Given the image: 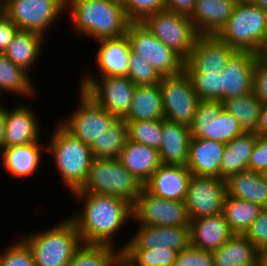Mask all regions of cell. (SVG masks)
<instances>
[{
    "label": "cell",
    "instance_id": "6da1fadb",
    "mask_svg": "<svg viewBox=\"0 0 267 266\" xmlns=\"http://www.w3.org/2000/svg\"><path fill=\"white\" fill-rule=\"evenodd\" d=\"M71 195L83 204L82 211L69 216L78 230L82 244L110 245L116 248L117 233L133 219L132 204L123 198L105 194Z\"/></svg>",
    "mask_w": 267,
    "mask_h": 266
},
{
    "label": "cell",
    "instance_id": "7a4b0ae2",
    "mask_svg": "<svg viewBox=\"0 0 267 266\" xmlns=\"http://www.w3.org/2000/svg\"><path fill=\"white\" fill-rule=\"evenodd\" d=\"M67 10L74 30L96 41L125 35L131 22L117 0H66Z\"/></svg>",
    "mask_w": 267,
    "mask_h": 266
},
{
    "label": "cell",
    "instance_id": "3957f363",
    "mask_svg": "<svg viewBox=\"0 0 267 266\" xmlns=\"http://www.w3.org/2000/svg\"><path fill=\"white\" fill-rule=\"evenodd\" d=\"M49 136L46 153L52 155L57 174L72 193L85 183L94 159L90 145L69 133L59 122Z\"/></svg>",
    "mask_w": 267,
    "mask_h": 266
},
{
    "label": "cell",
    "instance_id": "277c9868",
    "mask_svg": "<svg viewBox=\"0 0 267 266\" xmlns=\"http://www.w3.org/2000/svg\"><path fill=\"white\" fill-rule=\"evenodd\" d=\"M30 248L36 266H66L82 245L78 230L68 217L55 226L21 238Z\"/></svg>",
    "mask_w": 267,
    "mask_h": 266
},
{
    "label": "cell",
    "instance_id": "5b68a950",
    "mask_svg": "<svg viewBox=\"0 0 267 266\" xmlns=\"http://www.w3.org/2000/svg\"><path fill=\"white\" fill-rule=\"evenodd\" d=\"M143 188L118 159L94 158L85 183L72 193L117 196L133 205Z\"/></svg>",
    "mask_w": 267,
    "mask_h": 266
},
{
    "label": "cell",
    "instance_id": "8992f818",
    "mask_svg": "<svg viewBox=\"0 0 267 266\" xmlns=\"http://www.w3.org/2000/svg\"><path fill=\"white\" fill-rule=\"evenodd\" d=\"M267 32V12L252 1L239 0L217 36L237 51L257 52Z\"/></svg>",
    "mask_w": 267,
    "mask_h": 266
},
{
    "label": "cell",
    "instance_id": "52a82bcc",
    "mask_svg": "<svg viewBox=\"0 0 267 266\" xmlns=\"http://www.w3.org/2000/svg\"><path fill=\"white\" fill-rule=\"evenodd\" d=\"M85 73L79 88L117 119L129 112L136 85L127 76H104L96 78Z\"/></svg>",
    "mask_w": 267,
    "mask_h": 266
},
{
    "label": "cell",
    "instance_id": "ba28073f",
    "mask_svg": "<svg viewBox=\"0 0 267 266\" xmlns=\"http://www.w3.org/2000/svg\"><path fill=\"white\" fill-rule=\"evenodd\" d=\"M77 106L59 120V123L74 137L87 145L99 140L118 120L79 88ZM62 121V122H61Z\"/></svg>",
    "mask_w": 267,
    "mask_h": 266
},
{
    "label": "cell",
    "instance_id": "9c48e42d",
    "mask_svg": "<svg viewBox=\"0 0 267 266\" xmlns=\"http://www.w3.org/2000/svg\"><path fill=\"white\" fill-rule=\"evenodd\" d=\"M126 36L131 50L145 59L161 76H173L184 71L185 60L158 40L142 22H130Z\"/></svg>",
    "mask_w": 267,
    "mask_h": 266
},
{
    "label": "cell",
    "instance_id": "30bf717a",
    "mask_svg": "<svg viewBox=\"0 0 267 266\" xmlns=\"http://www.w3.org/2000/svg\"><path fill=\"white\" fill-rule=\"evenodd\" d=\"M1 7L19 30L45 38L46 30L66 11V0H8Z\"/></svg>",
    "mask_w": 267,
    "mask_h": 266
},
{
    "label": "cell",
    "instance_id": "8fae6325",
    "mask_svg": "<svg viewBox=\"0 0 267 266\" xmlns=\"http://www.w3.org/2000/svg\"><path fill=\"white\" fill-rule=\"evenodd\" d=\"M168 48L186 60L198 36L188 16L163 10L148 15L141 21Z\"/></svg>",
    "mask_w": 267,
    "mask_h": 266
},
{
    "label": "cell",
    "instance_id": "7c38bea8",
    "mask_svg": "<svg viewBox=\"0 0 267 266\" xmlns=\"http://www.w3.org/2000/svg\"><path fill=\"white\" fill-rule=\"evenodd\" d=\"M189 128L191 138L207 139L223 144L243 133L238 120L223 109L221 101L200 100Z\"/></svg>",
    "mask_w": 267,
    "mask_h": 266
},
{
    "label": "cell",
    "instance_id": "4fadbf2b",
    "mask_svg": "<svg viewBox=\"0 0 267 266\" xmlns=\"http://www.w3.org/2000/svg\"><path fill=\"white\" fill-rule=\"evenodd\" d=\"M164 119L190 126L200 101L192 81L185 72L173 76H162L159 83Z\"/></svg>",
    "mask_w": 267,
    "mask_h": 266
},
{
    "label": "cell",
    "instance_id": "5bb4252c",
    "mask_svg": "<svg viewBox=\"0 0 267 266\" xmlns=\"http://www.w3.org/2000/svg\"><path fill=\"white\" fill-rule=\"evenodd\" d=\"M134 223L148 226H189L184 201H174L152 195L143 188L132 205Z\"/></svg>",
    "mask_w": 267,
    "mask_h": 266
},
{
    "label": "cell",
    "instance_id": "9a60e30c",
    "mask_svg": "<svg viewBox=\"0 0 267 266\" xmlns=\"http://www.w3.org/2000/svg\"><path fill=\"white\" fill-rule=\"evenodd\" d=\"M226 195L225 180L191 174L184 200L189 220L221 214Z\"/></svg>",
    "mask_w": 267,
    "mask_h": 266
},
{
    "label": "cell",
    "instance_id": "2e32d148",
    "mask_svg": "<svg viewBox=\"0 0 267 266\" xmlns=\"http://www.w3.org/2000/svg\"><path fill=\"white\" fill-rule=\"evenodd\" d=\"M236 51L217 35H198L184 70L186 73H219Z\"/></svg>",
    "mask_w": 267,
    "mask_h": 266
},
{
    "label": "cell",
    "instance_id": "e0dca14e",
    "mask_svg": "<svg viewBox=\"0 0 267 266\" xmlns=\"http://www.w3.org/2000/svg\"><path fill=\"white\" fill-rule=\"evenodd\" d=\"M137 227L131 238L121 245L120 251L163 247L180 252L191 245L189 226L162 227L138 224Z\"/></svg>",
    "mask_w": 267,
    "mask_h": 266
},
{
    "label": "cell",
    "instance_id": "ac0fdd59",
    "mask_svg": "<svg viewBox=\"0 0 267 266\" xmlns=\"http://www.w3.org/2000/svg\"><path fill=\"white\" fill-rule=\"evenodd\" d=\"M18 104L16 103L12 110L5 108L3 147L40 141L41 125L35 111L27 105Z\"/></svg>",
    "mask_w": 267,
    "mask_h": 266
},
{
    "label": "cell",
    "instance_id": "d6986e66",
    "mask_svg": "<svg viewBox=\"0 0 267 266\" xmlns=\"http://www.w3.org/2000/svg\"><path fill=\"white\" fill-rule=\"evenodd\" d=\"M257 55L252 51H236L222 69L224 99L243 96L252 91L253 68Z\"/></svg>",
    "mask_w": 267,
    "mask_h": 266
},
{
    "label": "cell",
    "instance_id": "ffe728a7",
    "mask_svg": "<svg viewBox=\"0 0 267 266\" xmlns=\"http://www.w3.org/2000/svg\"><path fill=\"white\" fill-rule=\"evenodd\" d=\"M191 172L184 165L161 164L144 185L152 195L184 201Z\"/></svg>",
    "mask_w": 267,
    "mask_h": 266
},
{
    "label": "cell",
    "instance_id": "44dd1931",
    "mask_svg": "<svg viewBox=\"0 0 267 266\" xmlns=\"http://www.w3.org/2000/svg\"><path fill=\"white\" fill-rule=\"evenodd\" d=\"M239 0H196L189 17L198 35H217Z\"/></svg>",
    "mask_w": 267,
    "mask_h": 266
},
{
    "label": "cell",
    "instance_id": "7402d4cb",
    "mask_svg": "<svg viewBox=\"0 0 267 266\" xmlns=\"http://www.w3.org/2000/svg\"><path fill=\"white\" fill-rule=\"evenodd\" d=\"M42 150L46 151V145L40 141L3 147L0 150L2 167L12 175L13 179L31 177L41 166Z\"/></svg>",
    "mask_w": 267,
    "mask_h": 266
},
{
    "label": "cell",
    "instance_id": "603a6c76",
    "mask_svg": "<svg viewBox=\"0 0 267 266\" xmlns=\"http://www.w3.org/2000/svg\"><path fill=\"white\" fill-rule=\"evenodd\" d=\"M96 62L101 77L104 76H127L131 45L125 35L118 38L98 40Z\"/></svg>",
    "mask_w": 267,
    "mask_h": 266
},
{
    "label": "cell",
    "instance_id": "cb8c5ba5",
    "mask_svg": "<svg viewBox=\"0 0 267 266\" xmlns=\"http://www.w3.org/2000/svg\"><path fill=\"white\" fill-rule=\"evenodd\" d=\"M190 244L194 248L214 251L234 234L223 214L190 220Z\"/></svg>",
    "mask_w": 267,
    "mask_h": 266
},
{
    "label": "cell",
    "instance_id": "d4e9b609",
    "mask_svg": "<svg viewBox=\"0 0 267 266\" xmlns=\"http://www.w3.org/2000/svg\"><path fill=\"white\" fill-rule=\"evenodd\" d=\"M225 144L201 138H191L186 167L197 176L220 178V165Z\"/></svg>",
    "mask_w": 267,
    "mask_h": 266
},
{
    "label": "cell",
    "instance_id": "484cf974",
    "mask_svg": "<svg viewBox=\"0 0 267 266\" xmlns=\"http://www.w3.org/2000/svg\"><path fill=\"white\" fill-rule=\"evenodd\" d=\"M162 140L158 149L161 164L187 165L190 128L162 119Z\"/></svg>",
    "mask_w": 267,
    "mask_h": 266
},
{
    "label": "cell",
    "instance_id": "4316f807",
    "mask_svg": "<svg viewBox=\"0 0 267 266\" xmlns=\"http://www.w3.org/2000/svg\"><path fill=\"white\" fill-rule=\"evenodd\" d=\"M118 160L143 185L161 165L157 149L127 139Z\"/></svg>",
    "mask_w": 267,
    "mask_h": 266
},
{
    "label": "cell",
    "instance_id": "83f0119b",
    "mask_svg": "<svg viewBox=\"0 0 267 266\" xmlns=\"http://www.w3.org/2000/svg\"><path fill=\"white\" fill-rule=\"evenodd\" d=\"M227 196L267 208V181L260 172L241 171L225 181Z\"/></svg>",
    "mask_w": 267,
    "mask_h": 266
},
{
    "label": "cell",
    "instance_id": "f1b7e54d",
    "mask_svg": "<svg viewBox=\"0 0 267 266\" xmlns=\"http://www.w3.org/2000/svg\"><path fill=\"white\" fill-rule=\"evenodd\" d=\"M257 137L253 133H242L225 144L220 165L221 179L226 181L229 177L248 170V163Z\"/></svg>",
    "mask_w": 267,
    "mask_h": 266
},
{
    "label": "cell",
    "instance_id": "f546056e",
    "mask_svg": "<svg viewBox=\"0 0 267 266\" xmlns=\"http://www.w3.org/2000/svg\"><path fill=\"white\" fill-rule=\"evenodd\" d=\"M45 38L40 34L18 30L8 47L4 51L6 57L15 65L30 74L41 56Z\"/></svg>",
    "mask_w": 267,
    "mask_h": 266
},
{
    "label": "cell",
    "instance_id": "4dcf8cb0",
    "mask_svg": "<svg viewBox=\"0 0 267 266\" xmlns=\"http://www.w3.org/2000/svg\"><path fill=\"white\" fill-rule=\"evenodd\" d=\"M212 256L215 266H257L258 249L244 234H233Z\"/></svg>",
    "mask_w": 267,
    "mask_h": 266
},
{
    "label": "cell",
    "instance_id": "1f68e13d",
    "mask_svg": "<svg viewBox=\"0 0 267 266\" xmlns=\"http://www.w3.org/2000/svg\"><path fill=\"white\" fill-rule=\"evenodd\" d=\"M164 119L159 84L136 86L133 100L124 121Z\"/></svg>",
    "mask_w": 267,
    "mask_h": 266
},
{
    "label": "cell",
    "instance_id": "d6a6232c",
    "mask_svg": "<svg viewBox=\"0 0 267 266\" xmlns=\"http://www.w3.org/2000/svg\"><path fill=\"white\" fill-rule=\"evenodd\" d=\"M222 105L223 109L238 120L243 133L257 135L258 117L262 102L253 91L243 96L224 99Z\"/></svg>",
    "mask_w": 267,
    "mask_h": 266
},
{
    "label": "cell",
    "instance_id": "836d02e7",
    "mask_svg": "<svg viewBox=\"0 0 267 266\" xmlns=\"http://www.w3.org/2000/svg\"><path fill=\"white\" fill-rule=\"evenodd\" d=\"M29 75L23 68L12 63L4 53H0V93L3 91L34 98L36 89Z\"/></svg>",
    "mask_w": 267,
    "mask_h": 266
},
{
    "label": "cell",
    "instance_id": "e575fe53",
    "mask_svg": "<svg viewBox=\"0 0 267 266\" xmlns=\"http://www.w3.org/2000/svg\"><path fill=\"white\" fill-rule=\"evenodd\" d=\"M262 209L256 203L226 195L222 214L234 234H244Z\"/></svg>",
    "mask_w": 267,
    "mask_h": 266
},
{
    "label": "cell",
    "instance_id": "d590c367",
    "mask_svg": "<svg viewBox=\"0 0 267 266\" xmlns=\"http://www.w3.org/2000/svg\"><path fill=\"white\" fill-rule=\"evenodd\" d=\"M127 139L126 123L118 119L99 140L90 145L93 157L118 159Z\"/></svg>",
    "mask_w": 267,
    "mask_h": 266
},
{
    "label": "cell",
    "instance_id": "8d00e7d4",
    "mask_svg": "<svg viewBox=\"0 0 267 266\" xmlns=\"http://www.w3.org/2000/svg\"><path fill=\"white\" fill-rule=\"evenodd\" d=\"M120 252L110 245L82 244L66 266H110Z\"/></svg>",
    "mask_w": 267,
    "mask_h": 266
},
{
    "label": "cell",
    "instance_id": "74e56055",
    "mask_svg": "<svg viewBox=\"0 0 267 266\" xmlns=\"http://www.w3.org/2000/svg\"><path fill=\"white\" fill-rule=\"evenodd\" d=\"M128 139L159 149L162 140V119L125 121Z\"/></svg>",
    "mask_w": 267,
    "mask_h": 266
},
{
    "label": "cell",
    "instance_id": "f35d334b",
    "mask_svg": "<svg viewBox=\"0 0 267 266\" xmlns=\"http://www.w3.org/2000/svg\"><path fill=\"white\" fill-rule=\"evenodd\" d=\"M121 253L135 266H174L177 251L157 247L152 249H123Z\"/></svg>",
    "mask_w": 267,
    "mask_h": 266
},
{
    "label": "cell",
    "instance_id": "ab89813d",
    "mask_svg": "<svg viewBox=\"0 0 267 266\" xmlns=\"http://www.w3.org/2000/svg\"><path fill=\"white\" fill-rule=\"evenodd\" d=\"M192 81L194 91L200 100L223 101L221 72L187 73Z\"/></svg>",
    "mask_w": 267,
    "mask_h": 266
},
{
    "label": "cell",
    "instance_id": "60d3db41",
    "mask_svg": "<svg viewBox=\"0 0 267 266\" xmlns=\"http://www.w3.org/2000/svg\"><path fill=\"white\" fill-rule=\"evenodd\" d=\"M127 77L136 86L159 84L162 76L139 54L131 50Z\"/></svg>",
    "mask_w": 267,
    "mask_h": 266
},
{
    "label": "cell",
    "instance_id": "b9f144b4",
    "mask_svg": "<svg viewBox=\"0 0 267 266\" xmlns=\"http://www.w3.org/2000/svg\"><path fill=\"white\" fill-rule=\"evenodd\" d=\"M19 238L0 253V266H36L30 248Z\"/></svg>",
    "mask_w": 267,
    "mask_h": 266
},
{
    "label": "cell",
    "instance_id": "7bdbcfd3",
    "mask_svg": "<svg viewBox=\"0 0 267 266\" xmlns=\"http://www.w3.org/2000/svg\"><path fill=\"white\" fill-rule=\"evenodd\" d=\"M131 22H141L150 14L166 9L165 0H120Z\"/></svg>",
    "mask_w": 267,
    "mask_h": 266
},
{
    "label": "cell",
    "instance_id": "ee69618b",
    "mask_svg": "<svg viewBox=\"0 0 267 266\" xmlns=\"http://www.w3.org/2000/svg\"><path fill=\"white\" fill-rule=\"evenodd\" d=\"M174 266H215L212 252L191 245L177 253Z\"/></svg>",
    "mask_w": 267,
    "mask_h": 266
},
{
    "label": "cell",
    "instance_id": "f6af8a7d",
    "mask_svg": "<svg viewBox=\"0 0 267 266\" xmlns=\"http://www.w3.org/2000/svg\"><path fill=\"white\" fill-rule=\"evenodd\" d=\"M244 235L259 249L267 245V208H263Z\"/></svg>",
    "mask_w": 267,
    "mask_h": 266
},
{
    "label": "cell",
    "instance_id": "bcb514c9",
    "mask_svg": "<svg viewBox=\"0 0 267 266\" xmlns=\"http://www.w3.org/2000/svg\"><path fill=\"white\" fill-rule=\"evenodd\" d=\"M252 91L262 104H267V61L258 57L253 68Z\"/></svg>",
    "mask_w": 267,
    "mask_h": 266
},
{
    "label": "cell",
    "instance_id": "7dc6e473",
    "mask_svg": "<svg viewBox=\"0 0 267 266\" xmlns=\"http://www.w3.org/2000/svg\"><path fill=\"white\" fill-rule=\"evenodd\" d=\"M267 168V136H258L251 153L248 170L262 173Z\"/></svg>",
    "mask_w": 267,
    "mask_h": 266
},
{
    "label": "cell",
    "instance_id": "c3c4849f",
    "mask_svg": "<svg viewBox=\"0 0 267 266\" xmlns=\"http://www.w3.org/2000/svg\"><path fill=\"white\" fill-rule=\"evenodd\" d=\"M18 27L2 12L0 14V53H4Z\"/></svg>",
    "mask_w": 267,
    "mask_h": 266
},
{
    "label": "cell",
    "instance_id": "681fc988",
    "mask_svg": "<svg viewBox=\"0 0 267 266\" xmlns=\"http://www.w3.org/2000/svg\"><path fill=\"white\" fill-rule=\"evenodd\" d=\"M196 0H165L166 10L190 17Z\"/></svg>",
    "mask_w": 267,
    "mask_h": 266
},
{
    "label": "cell",
    "instance_id": "f907efd6",
    "mask_svg": "<svg viewBox=\"0 0 267 266\" xmlns=\"http://www.w3.org/2000/svg\"><path fill=\"white\" fill-rule=\"evenodd\" d=\"M257 136H267V104H262L260 109Z\"/></svg>",
    "mask_w": 267,
    "mask_h": 266
},
{
    "label": "cell",
    "instance_id": "816d5d0a",
    "mask_svg": "<svg viewBox=\"0 0 267 266\" xmlns=\"http://www.w3.org/2000/svg\"><path fill=\"white\" fill-rule=\"evenodd\" d=\"M5 134V106L0 103V150L3 148Z\"/></svg>",
    "mask_w": 267,
    "mask_h": 266
},
{
    "label": "cell",
    "instance_id": "f5cc1de1",
    "mask_svg": "<svg viewBox=\"0 0 267 266\" xmlns=\"http://www.w3.org/2000/svg\"><path fill=\"white\" fill-rule=\"evenodd\" d=\"M110 266H135L129 259H127L121 252L113 260Z\"/></svg>",
    "mask_w": 267,
    "mask_h": 266
},
{
    "label": "cell",
    "instance_id": "db71d44e",
    "mask_svg": "<svg viewBox=\"0 0 267 266\" xmlns=\"http://www.w3.org/2000/svg\"><path fill=\"white\" fill-rule=\"evenodd\" d=\"M257 266H267V245L258 249Z\"/></svg>",
    "mask_w": 267,
    "mask_h": 266
},
{
    "label": "cell",
    "instance_id": "11a10c76",
    "mask_svg": "<svg viewBox=\"0 0 267 266\" xmlns=\"http://www.w3.org/2000/svg\"><path fill=\"white\" fill-rule=\"evenodd\" d=\"M256 55L259 59L267 61V32L264 41L262 42L260 48L256 52Z\"/></svg>",
    "mask_w": 267,
    "mask_h": 266
},
{
    "label": "cell",
    "instance_id": "9f6ffc18",
    "mask_svg": "<svg viewBox=\"0 0 267 266\" xmlns=\"http://www.w3.org/2000/svg\"><path fill=\"white\" fill-rule=\"evenodd\" d=\"M255 5L267 12V0H251Z\"/></svg>",
    "mask_w": 267,
    "mask_h": 266
},
{
    "label": "cell",
    "instance_id": "6f0895ef",
    "mask_svg": "<svg viewBox=\"0 0 267 266\" xmlns=\"http://www.w3.org/2000/svg\"><path fill=\"white\" fill-rule=\"evenodd\" d=\"M261 174L263 178L267 181V168Z\"/></svg>",
    "mask_w": 267,
    "mask_h": 266
},
{
    "label": "cell",
    "instance_id": "680465c9",
    "mask_svg": "<svg viewBox=\"0 0 267 266\" xmlns=\"http://www.w3.org/2000/svg\"><path fill=\"white\" fill-rule=\"evenodd\" d=\"M8 0H0V6H2L5 2H7Z\"/></svg>",
    "mask_w": 267,
    "mask_h": 266
}]
</instances>
